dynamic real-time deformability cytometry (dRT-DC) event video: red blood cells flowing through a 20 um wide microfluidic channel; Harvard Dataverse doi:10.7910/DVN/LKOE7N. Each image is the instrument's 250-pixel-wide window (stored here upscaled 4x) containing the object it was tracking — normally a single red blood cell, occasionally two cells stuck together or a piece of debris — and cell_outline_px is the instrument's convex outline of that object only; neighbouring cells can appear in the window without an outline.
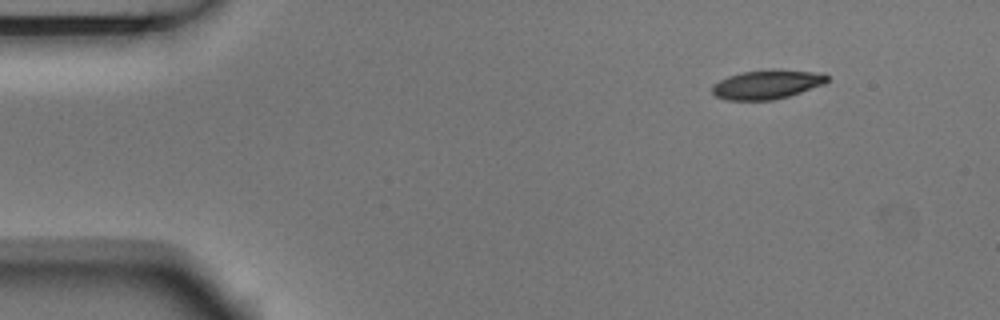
{"species": "Egyptian fruit bat (a non-hibernating species)", "species_latin": "Rousettus aegyptiacus", "temperature_condition": "room temperature", "stored_images_in_passage": 7, "camera_frame_rate_fps": 3000, "um_per_image_px": 0.085, "animal": {"sex": "male"}, "frame": {"image": 1, "passage_image": 1, "time_ms": 0.0, "image_size_px": [1000, 320], "cell_outline_px": [[828, 80], [824, 84], [788, 96], [772, 100], [724, 100], [716, 96], [712, 92], [712, 84], [728, 76], [744, 72], [772, 68], [812, 72], [828, 76]], "centroid_in_image_um": [65.14, 7.17], "position_along_channel_um": 19.9, "area_um2": 19.42}}
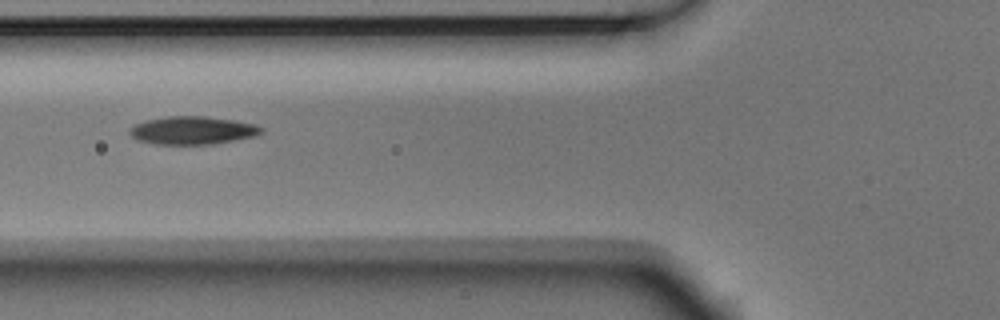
{"frame": {"image": 2, "passage_image": 5, "time_ms": 1.333, "image_size_px": [1000, 320], "cell_outline_px": [[264, 132], [256, 136], [212, 144], [156, 144], [136, 140], [128, 132], [136, 124], [148, 120], [168, 116], [204, 116], [232, 120], [256, 124], [264, 128]], "centroid_in_image_um": [16.41, 11.08], "position_along_channel_um": 109.4, "area_um2": 21.39}}
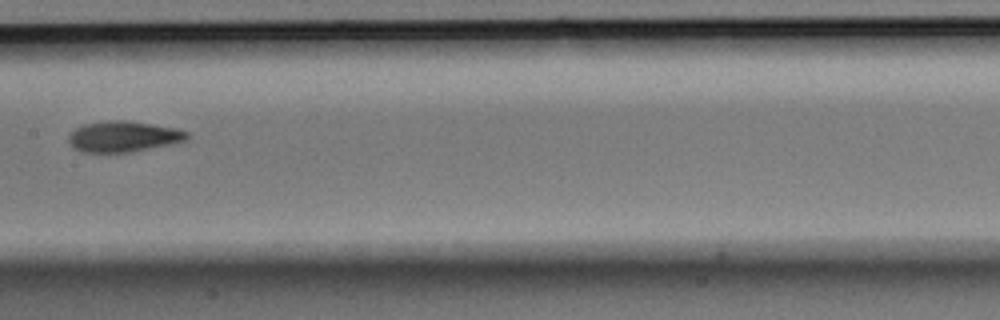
{"frame": {"image": 3, "passage_image": 7, "time_ms": 2.0, "image_size_px": [1000, 320], "cell_outline_px": [[188, 136], [184, 140], [168, 144], [128, 152], [80, 152], [72, 148], [68, 140], [68, 136], [76, 128], [84, 124], [108, 120], [128, 120], [176, 128], [188, 132]], "centroid_in_image_um": [10.42, 11.59], "position_along_channel_um": 197.0, "area_um2": 21.04}}